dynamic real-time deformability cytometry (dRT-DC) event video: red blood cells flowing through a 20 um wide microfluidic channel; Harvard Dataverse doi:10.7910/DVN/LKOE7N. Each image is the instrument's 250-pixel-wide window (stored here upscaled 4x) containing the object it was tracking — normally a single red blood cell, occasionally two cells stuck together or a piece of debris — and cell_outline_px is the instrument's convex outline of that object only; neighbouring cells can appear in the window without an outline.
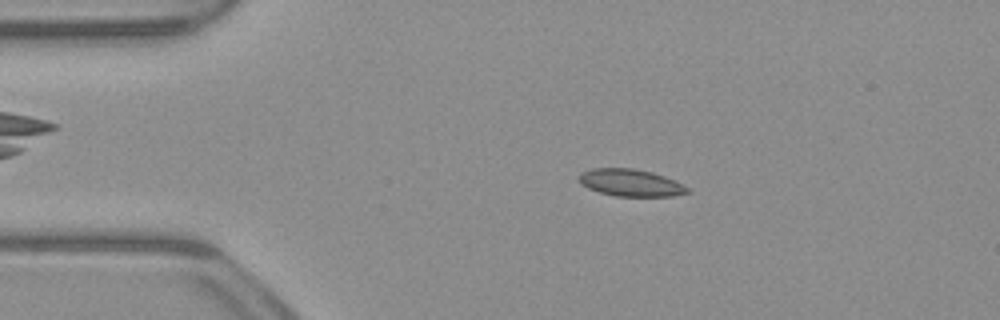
{"species": "common noctule bat (a hibernating species)", "species_latin": "Nyctalus noctula", "temperature_condition": "warm", "stored_images_in_passage": 51, "camera_frame_rate_fps": 3000, "um_per_image_px": 0.085, "animal": {"sex": "male", "body_mass_g": 23.1, "forearm_length_mm": 52.7}, "frame": {"image": 1, "passage_image": 9, "time_ms": 2.667, "image_size_px": [1000, 320], "cell_outline_px": [[692, 192], [672, 196], [616, 196], [600, 192], [588, 188], [580, 184], [576, 180], [576, 176], [580, 172], [592, 168], [632, 168], [652, 172], [664, 176], [684, 184]], "centroid_in_image_um": [53.56, 15.52], "position_along_channel_um": 31.4, "area_um2": 17.4}}
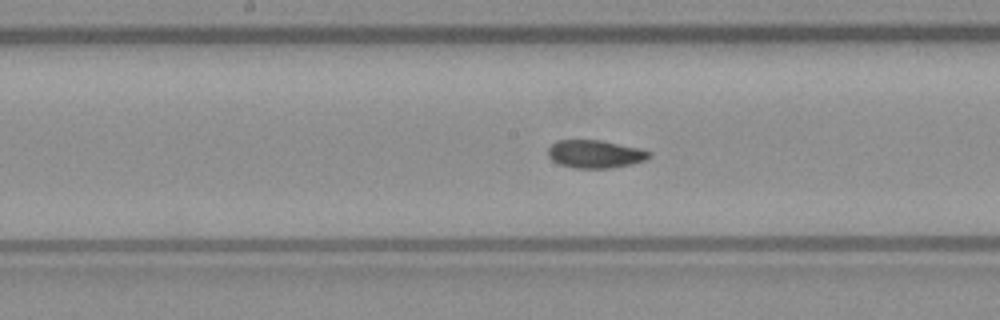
{"frame": {"image": 2, "passage_image": 25, "time_ms": 8.0, "image_size_px": [1000, 320], "cell_outline_px": [[652, 156], [644, 160], [632, 164], [612, 168], [576, 168], [560, 164], [552, 160], [548, 156], [548, 148], [556, 140], [600, 140], [640, 148], [652, 152]], "centroid_in_image_um": [50.6, 13.09], "position_along_channel_um": 197.6, "area_um2": 16.53}}
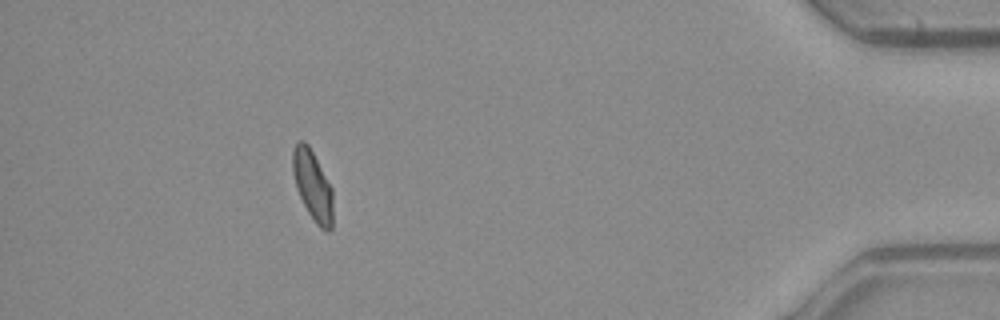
{"frame": {"image": 3, "passage_image": 46, "time_ms": 15.0, "image_size_px": [1000, 320], "cell_outline_px": [[332, 228], [328, 232], [320, 228], [316, 224], [308, 212], [296, 188], [292, 172], [292, 152], [296, 144], [300, 140], [304, 140], [308, 144], [332, 188]], "centroid_in_image_um": [26.56, 15.77], "position_along_channel_um": 408.6, "area_um2": 16.3}, "authors_computed_cell_mechanics": {"area_um2": 16.6464, "velocity_mm_per_s": 3.9177, "shape_relaxation_time_tau1_ms": null, "shape_relaxation_time_tau2_ms": 2.0547, "deformation_change_tau1": null, "deformation_change_tau2": 0.0435}}